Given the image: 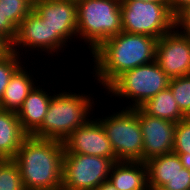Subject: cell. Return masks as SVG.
Here are the masks:
<instances>
[{
    "label": "cell",
    "instance_id": "6da1fadb",
    "mask_svg": "<svg viewBox=\"0 0 190 190\" xmlns=\"http://www.w3.org/2000/svg\"><path fill=\"white\" fill-rule=\"evenodd\" d=\"M157 40L125 31L110 37L91 53L93 77L106 89L122 73L155 61Z\"/></svg>",
    "mask_w": 190,
    "mask_h": 190
},
{
    "label": "cell",
    "instance_id": "7a4b0ae2",
    "mask_svg": "<svg viewBox=\"0 0 190 190\" xmlns=\"http://www.w3.org/2000/svg\"><path fill=\"white\" fill-rule=\"evenodd\" d=\"M63 142L28 136L13 161L25 190H62Z\"/></svg>",
    "mask_w": 190,
    "mask_h": 190
},
{
    "label": "cell",
    "instance_id": "3957f363",
    "mask_svg": "<svg viewBox=\"0 0 190 190\" xmlns=\"http://www.w3.org/2000/svg\"><path fill=\"white\" fill-rule=\"evenodd\" d=\"M62 91L53 94L42 125L31 136L63 142L90 120L95 105L92 95Z\"/></svg>",
    "mask_w": 190,
    "mask_h": 190
},
{
    "label": "cell",
    "instance_id": "277c9868",
    "mask_svg": "<svg viewBox=\"0 0 190 190\" xmlns=\"http://www.w3.org/2000/svg\"><path fill=\"white\" fill-rule=\"evenodd\" d=\"M77 37L90 53L105 40L122 32L121 0H76ZM79 35V37H78Z\"/></svg>",
    "mask_w": 190,
    "mask_h": 190
},
{
    "label": "cell",
    "instance_id": "5b68a950",
    "mask_svg": "<svg viewBox=\"0 0 190 190\" xmlns=\"http://www.w3.org/2000/svg\"><path fill=\"white\" fill-rule=\"evenodd\" d=\"M170 78L156 61L138 66L118 76L105 90L111 96L131 99L126 108H139L169 86ZM131 102L133 104H131Z\"/></svg>",
    "mask_w": 190,
    "mask_h": 190
},
{
    "label": "cell",
    "instance_id": "8992f818",
    "mask_svg": "<svg viewBox=\"0 0 190 190\" xmlns=\"http://www.w3.org/2000/svg\"><path fill=\"white\" fill-rule=\"evenodd\" d=\"M109 139L118 161L143 162V136L138 118V108H125L104 119H97Z\"/></svg>",
    "mask_w": 190,
    "mask_h": 190
},
{
    "label": "cell",
    "instance_id": "52a82bcc",
    "mask_svg": "<svg viewBox=\"0 0 190 190\" xmlns=\"http://www.w3.org/2000/svg\"><path fill=\"white\" fill-rule=\"evenodd\" d=\"M122 31L159 39L175 27L168 2L121 0Z\"/></svg>",
    "mask_w": 190,
    "mask_h": 190
},
{
    "label": "cell",
    "instance_id": "ba28073f",
    "mask_svg": "<svg viewBox=\"0 0 190 190\" xmlns=\"http://www.w3.org/2000/svg\"><path fill=\"white\" fill-rule=\"evenodd\" d=\"M116 158L85 154H67L64 151L62 190H97L108 180Z\"/></svg>",
    "mask_w": 190,
    "mask_h": 190
},
{
    "label": "cell",
    "instance_id": "9c48e42d",
    "mask_svg": "<svg viewBox=\"0 0 190 190\" xmlns=\"http://www.w3.org/2000/svg\"><path fill=\"white\" fill-rule=\"evenodd\" d=\"M67 46V42L59 35L52 34V28L34 9L26 16L17 28V34L14 42L11 44V50L22 56L20 51H44L51 56ZM21 49H19V48ZM29 48V50L27 49ZM18 48V49H17ZM53 52V54H52ZM21 53V54H20Z\"/></svg>",
    "mask_w": 190,
    "mask_h": 190
},
{
    "label": "cell",
    "instance_id": "30bf717a",
    "mask_svg": "<svg viewBox=\"0 0 190 190\" xmlns=\"http://www.w3.org/2000/svg\"><path fill=\"white\" fill-rule=\"evenodd\" d=\"M155 61L170 79L190 75V37L177 28L164 34L157 40Z\"/></svg>",
    "mask_w": 190,
    "mask_h": 190
},
{
    "label": "cell",
    "instance_id": "8fae6325",
    "mask_svg": "<svg viewBox=\"0 0 190 190\" xmlns=\"http://www.w3.org/2000/svg\"><path fill=\"white\" fill-rule=\"evenodd\" d=\"M92 117L94 116H91L86 124L79 126L63 141L64 151L67 154L116 158L101 123L97 118Z\"/></svg>",
    "mask_w": 190,
    "mask_h": 190
},
{
    "label": "cell",
    "instance_id": "7c38bea8",
    "mask_svg": "<svg viewBox=\"0 0 190 190\" xmlns=\"http://www.w3.org/2000/svg\"><path fill=\"white\" fill-rule=\"evenodd\" d=\"M143 136V162L173 152L176 123L145 114L138 108Z\"/></svg>",
    "mask_w": 190,
    "mask_h": 190
},
{
    "label": "cell",
    "instance_id": "4fadbf2b",
    "mask_svg": "<svg viewBox=\"0 0 190 190\" xmlns=\"http://www.w3.org/2000/svg\"><path fill=\"white\" fill-rule=\"evenodd\" d=\"M66 42L77 36L76 0H40L33 8ZM70 39V41H68Z\"/></svg>",
    "mask_w": 190,
    "mask_h": 190
},
{
    "label": "cell",
    "instance_id": "5bb4252c",
    "mask_svg": "<svg viewBox=\"0 0 190 190\" xmlns=\"http://www.w3.org/2000/svg\"><path fill=\"white\" fill-rule=\"evenodd\" d=\"M41 88V89H40ZM41 86H35L17 112L23 130L31 136L41 125L53 95Z\"/></svg>",
    "mask_w": 190,
    "mask_h": 190
},
{
    "label": "cell",
    "instance_id": "9a60e30c",
    "mask_svg": "<svg viewBox=\"0 0 190 190\" xmlns=\"http://www.w3.org/2000/svg\"><path fill=\"white\" fill-rule=\"evenodd\" d=\"M108 181L118 190H149L147 168L142 161H117Z\"/></svg>",
    "mask_w": 190,
    "mask_h": 190
},
{
    "label": "cell",
    "instance_id": "2e32d148",
    "mask_svg": "<svg viewBox=\"0 0 190 190\" xmlns=\"http://www.w3.org/2000/svg\"><path fill=\"white\" fill-rule=\"evenodd\" d=\"M29 135L23 130L17 113L0 109V158L13 160Z\"/></svg>",
    "mask_w": 190,
    "mask_h": 190
},
{
    "label": "cell",
    "instance_id": "e0dca14e",
    "mask_svg": "<svg viewBox=\"0 0 190 190\" xmlns=\"http://www.w3.org/2000/svg\"><path fill=\"white\" fill-rule=\"evenodd\" d=\"M24 66L21 65L11 76L0 101L1 110L17 113L21 109L24 100L35 87L36 79L34 80L32 74L30 75L31 72L28 73Z\"/></svg>",
    "mask_w": 190,
    "mask_h": 190
},
{
    "label": "cell",
    "instance_id": "ac0fdd59",
    "mask_svg": "<svg viewBox=\"0 0 190 190\" xmlns=\"http://www.w3.org/2000/svg\"><path fill=\"white\" fill-rule=\"evenodd\" d=\"M149 190L162 189L184 168L175 153L164 154L145 161Z\"/></svg>",
    "mask_w": 190,
    "mask_h": 190
},
{
    "label": "cell",
    "instance_id": "d6986e66",
    "mask_svg": "<svg viewBox=\"0 0 190 190\" xmlns=\"http://www.w3.org/2000/svg\"><path fill=\"white\" fill-rule=\"evenodd\" d=\"M145 114L168 120L174 123L186 118L179 109L169 87L158 92L139 107Z\"/></svg>",
    "mask_w": 190,
    "mask_h": 190
},
{
    "label": "cell",
    "instance_id": "ffe728a7",
    "mask_svg": "<svg viewBox=\"0 0 190 190\" xmlns=\"http://www.w3.org/2000/svg\"><path fill=\"white\" fill-rule=\"evenodd\" d=\"M168 87L181 112L190 117V75L171 78Z\"/></svg>",
    "mask_w": 190,
    "mask_h": 190
},
{
    "label": "cell",
    "instance_id": "44dd1931",
    "mask_svg": "<svg viewBox=\"0 0 190 190\" xmlns=\"http://www.w3.org/2000/svg\"><path fill=\"white\" fill-rule=\"evenodd\" d=\"M0 190H25L19 167L13 160L0 163Z\"/></svg>",
    "mask_w": 190,
    "mask_h": 190
},
{
    "label": "cell",
    "instance_id": "7402d4cb",
    "mask_svg": "<svg viewBox=\"0 0 190 190\" xmlns=\"http://www.w3.org/2000/svg\"><path fill=\"white\" fill-rule=\"evenodd\" d=\"M0 8L16 28L33 10L25 0H0Z\"/></svg>",
    "mask_w": 190,
    "mask_h": 190
},
{
    "label": "cell",
    "instance_id": "603a6c76",
    "mask_svg": "<svg viewBox=\"0 0 190 190\" xmlns=\"http://www.w3.org/2000/svg\"><path fill=\"white\" fill-rule=\"evenodd\" d=\"M21 58V56L12 50L0 58V101L11 76L22 65V63H25L21 62Z\"/></svg>",
    "mask_w": 190,
    "mask_h": 190
},
{
    "label": "cell",
    "instance_id": "cb8c5ba5",
    "mask_svg": "<svg viewBox=\"0 0 190 190\" xmlns=\"http://www.w3.org/2000/svg\"><path fill=\"white\" fill-rule=\"evenodd\" d=\"M173 153L190 154V117L176 123Z\"/></svg>",
    "mask_w": 190,
    "mask_h": 190
},
{
    "label": "cell",
    "instance_id": "d4e9b609",
    "mask_svg": "<svg viewBox=\"0 0 190 190\" xmlns=\"http://www.w3.org/2000/svg\"><path fill=\"white\" fill-rule=\"evenodd\" d=\"M158 190H190V170L184 167L171 182Z\"/></svg>",
    "mask_w": 190,
    "mask_h": 190
},
{
    "label": "cell",
    "instance_id": "484cf974",
    "mask_svg": "<svg viewBox=\"0 0 190 190\" xmlns=\"http://www.w3.org/2000/svg\"><path fill=\"white\" fill-rule=\"evenodd\" d=\"M17 28L12 22L4 15L0 8V35L4 37L10 44L15 40Z\"/></svg>",
    "mask_w": 190,
    "mask_h": 190
},
{
    "label": "cell",
    "instance_id": "4316f807",
    "mask_svg": "<svg viewBox=\"0 0 190 190\" xmlns=\"http://www.w3.org/2000/svg\"><path fill=\"white\" fill-rule=\"evenodd\" d=\"M175 27L179 31L190 37V4L186 6L176 17H175ZM184 29V30H183Z\"/></svg>",
    "mask_w": 190,
    "mask_h": 190
},
{
    "label": "cell",
    "instance_id": "83f0119b",
    "mask_svg": "<svg viewBox=\"0 0 190 190\" xmlns=\"http://www.w3.org/2000/svg\"><path fill=\"white\" fill-rule=\"evenodd\" d=\"M189 4L190 0H168V6L175 17Z\"/></svg>",
    "mask_w": 190,
    "mask_h": 190
},
{
    "label": "cell",
    "instance_id": "f1b7e54d",
    "mask_svg": "<svg viewBox=\"0 0 190 190\" xmlns=\"http://www.w3.org/2000/svg\"><path fill=\"white\" fill-rule=\"evenodd\" d=\"M11 51V44L0 35V58Z\"/></svg>",
    "mask_w": 190,
    "mask_h": 190
},
{
    "label": "cell",
    "instance_id": "f546056e",
    "mask_svg": "<svg viewBox=\"0 0 190 190\" xmlns=\"http://www.w3.org/2000/svg\"><path fill=\"white\" fill-rule=\"evenodd\" d=\"M180 158V161L182 162V165L190 170V154L184 153V154H177Z\"/></svg>",
    "mask_w": 190,
    "mask_h": 190
},
{
    "label": "cell",
    "instance_id": "4dcf8cb0",
    "mask_svg": "<svg viewBox=\"0 0 190 190\" xmlns=\"http://www.w3.org/2000/svg\"><path fill=\"white\" fill-rule=\"evenodd\" d=\"M97 190H118L117 188H115L108 180L103 182L98 188Z\"/></svg>",
    "mask_w": 190,
    "mask_h": 190
},
{
    "label": "cell",
    "instance_id": "1f68e13d",
    "mask_svg": "<svg viewBox=\"0 0 190 190\" xmlns=\"http://www.w3.org/2000/svg\"><path fill=\"white\" fill-rule=\"evenodd\" d=\"M25 1L34 8L39 3L40 0H25Z\"/></svg>",
    "mask_w": 190,
    "mask_h": 190
},
{
    "label": "cell",
    "instance_id": "d6a6232c",
    "mask_svg": "<svg viewBox=\"0 0 190 190\" xmlns=\"http://www.w3.org/2000/svg\"><path fill=\"white\" fill-rule=\"evenodd\" d=\"M136 1H143V2H168V0H136Z\"/></svg>",
    "mask_w": 190,
    "mask_h": 190
}]
</instances>
